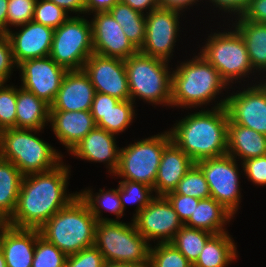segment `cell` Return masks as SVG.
<instances>
[{
	"label": "cell",
	"instance_id": "1",
	"mask_svg": "<svg viewBox=\"0 0 266 267\" xmlns=\"http://www.w3.org/2000/svg\"><path fill=\"white\" fill-rule=\"evenodd\" d=\"M69 165L62 161L55 168L23 176L15 212L8 225L17 228L39 229L60 209L79 194L67 193Z\"/></svg>",
	"mask_w": 266,
	"mask_h": 267
},
{
	"label": "cell",
	"instance_id": "2",
	"mask_svg": "<svg viewBox=\"0 0 266 267\" xmlns=\"http://www.w3.org/2000/svg\"><path fill=\"white\" fill-rule=\"evenodd\" d=\"M226 99L215 106L193 112L176 122L168 131L171 140L195 163L227 154L228 114Z\"/></svg>",
	"mask_w": 266,
	"mask_h": 267
},
{
	"label": "cell",
	"instance_id": "3",
	"mask_svg": "<svg viewBox=\"0 0 266 267\" xmlns=\"http://www.w3.org/2000/svg\"><path fill=\"white\" fill-rule=\"evenodd\" d=\"M171 70V108L206 106L222 90L229 89L220 73L200 53Z\"/></svg>",
	"mask_w": 266,
	"mask_h": 267
},
{
	"label": "cell",
	"instance_id": "4",
	"mask_svg": "<svg viewBox=\"0 0 266 267\" xmlns=\"http://www.w3.org/2000/svg\"><path fill=\"white\" fill-rule=\"evenodd\" d=\"M96 218L78 195L40 228V236L57 246L65 255L76 254L95 243Z\"/></svg>",
	"mask_w": 266,
	"mask_h": 267
},
{
	"label": "cell",
	"instance_id": "5",
	"mask_svg": "<svg viewBox=\"0 0 266 267\" xmlns=\"http://www.w3.org/2000/svg\"><path fill=\"white\" fill-rule=\"evenodd\" d=\"M41 131L19 128L0 131V158L12 162L24 176L55 168L63 161V155L36 136Z\"/></svg>",
	"mask_w": 266,
	"mask_h": 267
},
{
	"label": "cell",
	"instance_id": "6",
	"mask_svg": "<svg viewBox=\"0 0 266 267\" xmlns=\"http://www.w3.org/2000/svg\"><path fill=\"white\" fill-rule=\"evenodd\" d=\"M130 100L171 107V75L168 61L144 55L139 51L124 59Z\"/></svg>",
	"mask_w": 266,
	"mask_h": 267
},
{
	"label": "cell",
	"instance_id": "7",
	"mask_svg": "<svg viewBox=\"0 0 266 267\" xmlns=\"http://www.w3.org/2000/svg\"><path fill=\"white\" fill-rule=\"evenodd\" d=\"M94 245L105 262L149 266L151 244L136 230L133 221L97 222Z\"/></svg>",
	"mask_w": 266,
	"mask_h": 267
},
{
	"label": "cell",
	"instance_id": "8",
	"mask_svg": "<svg viewBox=\"0 0 266 267\" xmlns=\"http://www.w3.org/2000/svg\"><path fill=\"white\" fill-rule=\"evenodd\" d=\"M206 40L199 53L220 73L230 89H234V83H241L242 79L249 78L248 75L256 74L246 44L234 27L229 31L211 32Z\"/></svg>",
	"mask_w": 266,
	"mask_h": 267
},
{
	"label": "cell",
	"instance_id": "9",
	"mask_svg": "<svg viewBox=\"0 0 266 267\" xmlns=\"http://www.w3.org/2000/svg\"><path fill=\"white\" fill-rule=\"evenodd\" d=\"M170 141L169 131H164L120 148L119 164L113 175L154 189L162 153Z\"/></svg>",
	"mask_w": 266,
	"mask_h": 267
},
{
	"label": "cell",
	"instance_id": "10",
	"mask_svg": "<svg viewBox=\"0 0 266 267\" xmlns=\"http://www.w3.org/2000/svg\"><path fill=\"white\" fill-rule=\"evenodd\" d=\"M93 53L92 26L84 15H71L54 29L49 56L67 71L82 70Z\"/></svg>",
	"mask_w": 266,
	"mask_h": 267
},
{
	"label": "cell",
	"instance_id": "11",
	"mask_svg": "<svg viewBox=\"0 0 266 267\" xmlns=\"http://www.w3.org/2000/svg\"><path fill=\"white\" fill-rule=\"evenodd\" d=\"M229 154L197 161L209 186L211 197L220 203L233 216L241 203V182L238 163Z\"/></svg>",
	"mask_w": 266,
	"mask_h": 267
},
{
	"label": "cell",
	"instance_id": "12",
	"mask_svg": "<svg viewBox=\"0 0 266 267\" xmlns=\"http://www.w3.org/2000/svg\"><path fill=\"white\" fill-rule=\"evenodd\" d=\"M181 15L160 7L145 14V41L139 52L169 62L178 41Z\"/></svg>",
	"mask_w": 266,
	"mask_h": 267
},
{
	"label": "cell",
	"instance_id": "13",
	"mask_svg": "<svg viewBox=\"0 0 266 267\" xmlns=\"http://www.w3.org/2000/svg\"><path fill=\"white\" fill-rule=\"evenodd\" d=\"M133 221L136 230L150 243L171 242L184 226L178 214L165 196H156L147 204Z\"/></svg>",
	"mask_w": 266,
	"mask_h": 267
},
{
	"label": "cell",
	"instance_id": "14",
	"mask_svg": "<svg viewBox=\"0 0 266 267\" xmlns=\"http://www.w3.org/2000/svg\"><path fill=\"white\" fill-rule=\"evenodd\" d=\"M242 89L227 95L225 108L229 120L266 135V87L260 81Z\"/></svg>",
	"mask_w": 266,
	"mask_h": 267
},
{
	"label": "cell",
	"instance_id": "15",
	"mask_svg": "<svg viewBox=\"0 0 266 267\" xmlns=\"http://www.w3.org/2000/svg\"><path fill=\"white\" fill-rule=\"evenodd\" d=\"M17 69L21 73V86L49 106L53 103L67 72L50 56L25 60L17 66Z\"/></svg>",
	"mask_w": 266,
	"mask_h": 267
},
{
	"label": "cell",
	"instance_id": "16",
	"mask_svg": "<svg viewBox=\"0 0 266 267\" xmlns=\"http://www.w3.org/2000/svg\"><path fill=\"white\" fill-rule=\"evenodd\" d=\"M84 72L96 92L119 100H130V91L124 59L93 53L85 62Z\"/></svg>",
	"mask_w": 266,
	"mask_h": 267
},
{
	"label": "cell",
	"instance_id": "17",
	"mask_svg": "<svg viewBox=\"0 0 266 267\" xmlns=\"http://www.w3.org/2000/svg\"><path fill=\"white\" fill-rule=\"evenodd\" d=\"M90 22L95 54L127 59L138 52L109 12L94 13Z\"/></svg>",
	"mask_w": 266,
	"mask_h": 267
},
{
	"label": "cell",
	"instance_id": "18",
	"mask_svg": "<svg viewBox=\"0 0 266 267\" xmlns=\"http://www.w3.org/2000/svg\"><path fill=\"white\" fill-rule=\"evenodd\" d=\"M18 27L21 28L18 31L10 29L5 33L17 66L25 60L49 56L54 37L53 28L33 20Z\"/></svg>",
	"mask_w": 266,
	"mask_h": 267
},
{
	"label": "cell",
	"instance_id": "19",
	"mask_svg": "<svg viewBox=\"0 0 266 267\" xmlns=\"http://www.w3.org/2000/svg\"><path fill=\"white\" fill-rule=\"evenodd\" d=\"M96 91L84 70L67 71L50 111H90Z\"/></svg>",
	"mask_w": 266,
	"mask_h": 267
},
{
	"label": "cell",
	"instance_id": "20",
	"mask_svg": "<svg viewBox=\"0 0 266 267\" xmlns=\"http://www.w3.org/2000/svg\"><path fill=\"white\" fill-rule=\"evenodd\" d=\"M114 134L95 126L70 152L76 158L89 162L106 163L108 173L116 171L120 149Z\"/></svg>",
	"mask_w": 266,
	"mask_h": 267
},
{
	"label": "cell",
	"instance_id": "21",
	"mask_svg": "<svg viewBox=\"0 0 266 267\" xmlns=\"http://www.w3.org/2000/svg\"><path fill=\"white\" fill-rule=\"evenodd\" d=\"M39 236V229L8 225L0 238V247L7 267H32L35 244Z\"/></svg>",
	"mask_w": 266,
	"mask_h": 267
},
{
	"label": "cell",
	"instance_id": "22",
	"mask_svg": "<svg viewBox=\"0 0 266 267\" xmlns=\"http://www.w3.org/2000/svg\"><path fill=\"white\" fill-rule=\"evenodd\" d=\"M49 123L69 152L96 126L90 111H50Z\"/></svg>",
	"mask_w": 266,
	"mask_h": 267
},
{
	"label": "cell",
	"instance_id": "23",
	"mask_svg": "<svg viewBox=\"0 0 266 267\" xmlns=\"http://www.w3.org/2000/svg\"><path fill=\"white\" fill-rule=\"evenodd\" d=\"M195 162L172 140L164 147L154 183L156 196H165L174 191Z\"/></svg>",
	"mask_w": 266,
	"mask_h": 267
},
{
	"label": "cell",
	"instance_id": "24",
	"mask_svg": "<svg viewBox=\"0 0 266 267\" xmlns=\"http://www.w3.org/2000/svg\"><path fill=\"white\" fill-rule=\"evenodd\" d=\"M227 154L242 160L241 163L250 158L266 155V135L229 120Z\"/></svg>",
	"mask_w": 266,
	"mask_h": 267
},
{
	"label": "cell",
	"instance_id": "25",
	"mask_svg": "<svg viewBox=\"0 0 266 267\" xmlns=\"http://www.w3.org/2000/svg\"><path fill=\"white\" fill-rule=\"evenodd\" d=\"M19 87L16 100V128L43 130L49 124L50 106L32 92Z\"/></svg>",
	"mask_w": 266,
	"mask_h": 267
},
{
	"label": "cell",
	"instance_id": "26",
	"mask_svg": "<svg viewBox=\"0 0 266 267\" xmlns=\"http://www.w3.org/2000/svg\"><path fill=\"white\" fill-rule=\"evenodd\" d=\"M236 21L232 22V26L242 36L251 66L254 71L259 73H266V24L255 23L246 20L243 16L236 17Z\"/></svg>",
	"mask_w": 266,
	"mask_h": 267
},
{
	"label": "cell",
	"instance_id": "27",
	"mask_svg": "<svg viewBox=\"0 0 266 267\" xmlns=\"http://www.w3.org/2000/svg\"><path fill=\"white\" fill-rule=\"evenodd\" d=\"M214 198L200 199L194 213L184 223L190 228L202 229L212 234L226 232L225 226L234 218Z\"/></svg>",
	"mask_w": 266,
	"mask_h": 267
},
{
	"label": "cell",
	"instance_id": "28",
	"mask_svg": "<svg viewBox=\"0 0 266 267\" xmlns=\"http://www.w3.org/2000/svg\"><path fill=\"white\" fill-rule=\"evenodd\" d=\"M228 231L213 234L205 243L193 267H226L238 257L237 246Z\"/></svg>",
	"mask_w": 266,
	"mask_h": 267
},
{
	"label": "cell",
	"instance_id": "29",
	"mask_svg": "<svg viewBox=\"0 0 266 267\" xmlns=\"http://www.w3.org/2000/svg\"><path fill=\"white\" fill-rule=\"evenodd\" d=\"M23 176L12 162L0 158V215L7 220L15 212Z\"/></svg>",
	"mask_w": 266,
	"mask_h": 267
},
{
	"label": "cell",
	"instance_id": "30",
	"mask_svg": "<svg viewBox=\"0 0 266 267\" xmlns=\"http://www.w3.org/2000/svg\"><path fill=\"white\" fill-rule=\"evenodd\" d=\"M108 12L121 25L130 43L139 51L145 41V14L133 10L121 1H118Z\"/></svg>",
	"mask_w": 266,
	"mask_h": 267
},
{
	"label": "cell",
	"instance_id": "31",
	"mask_svg": "<svg viewBox=\"0 0 266 267\" xmlns=\"http://www.w3.org/2000/svg\"><path fill=\"white\" fill-rule=\"evenodd\" d=\"M79 196L87 203L91 213L96 218L97 222L102 221H119L124 216V211L121 206L118 187L117 189L105 190L99 189V192L93 193L90 188L78 192ZM102 210L113 213L116 219L102 217ZM119 219V220H118Z\"/></svg>",
	"mask_w": 266,
	"mask_h": 267
},
{
	"label": "cell",
	"instance_id": "32",
	"mask_svg": "<svg viewBox=\"0 0 266 267\" xmlns=\"http://www.w3.org/2000/svg\"><path fill=\"white\" fill-rule=\"evenodd\" d=\"M135 105L131 100H120L107 113H91L97 127L109 133L119 135L129 128L137 115Z\"/></svg>",
	"mask_w": 266,
	"mask_h": 267
},
{
	"label": "cell",
	"instance_id": "33",
	"mask_svg": "<svg viewBox=\"0 0 266 267\" xmlns=\"http://www.w3.org/2000/svg\"><path fill=\"white\" fill-rule=\"evenodd\" d=\"M213 234L196 228L183 226L174 236L173 244L191 263L194 264L199 254L204 248L205 243Z\"/></svg>",
	"mask_w": 266,
	"mask_h": 267
},
{
	"label": "cell",
	"instance_id": "34",
	"mask_svg": "<svg viewBox=\"0 0 266 267\" xmlns=\"http://www.w3.org/2000/svg\"><path fill=\"white\" fill-rule=\"evenodd\" d=\"M118 191L123 211L127 207L126 204H136V213L133 218L155 197L152 187L130 180H120Z\"/></svg>",
	"mask_w": 266,
	"mask_h": 267
},
{
	"label": "cell",
	"instance_id": "35",
	"mask_svg": "<svg viewBox=\"0 0 266 267\" xmlns=\"http://www.w3.org/2000/svg\"><path fill=\"white\" fill-rule=\"evenodd\" d=\"M176 194L207 199L211 197L208 183L201 168L194 163L174 190Z\"/></svg>",
	"mask_w": 266,
	"mask_h": 267
},
{
	"label": "cell",
	"instance_id": "36",
	"mask_svg": "<svg viewBox=\"0 0 266 267\" xmlns=\"http://www.w3.org/2000/svg\"><path fill=\"white\" fill-rule=\"evenodd\" d=\"M148 267H193L187 258L170 242L150 247Z\"/></svg>",
	"mask_w": 266,
	"mask_h": 267
},
{
	"label": "cell",
	"instance_id": "37",
	"mask_svg": "<svg viewBox=\"0 0 266 267\" xmlns=\"http://www.w3.org/2000/svg\"><path fill=\"white\" fill-rule=\"evenodd\" d=\"M67 259L57 246L39 236L35 244L32 267H64Z\"/></svg>",
	"mask_w": 266,
	"mask_h": 267
},
{
	"label": "cell",
	"instance_id": "38",
	"mask_svg": "<svg viewBox=\"0 0 266 267\" xmlns=\"http://www.w3.org/2000/svg\"><path fill=\"white\" fill-rule=\"evenodd\" d=\"M0 83V131L16 128L17 88Z\"/></svg>",
	"mask_w": 266,
	"mask_h": 267
},
{
	"label": "cell",
	"instance_id": "39",
	"mask_svg": "<svg viewBox=\"0 0 266 267\" xmlns=\"http://www.w3.org/2000/svg\"><path fill=\"white\" fill-rule=\"evenodd\" d=\"M69 17L64 9L51 1L37 0L36 2L33 21L39 24L56 29Z\"/></svg>",
	"mask_w": 266,
	"mask_h": 267
},
{
	"label": "cell",
	"instance_id": "40",
	"mask_svg": "<svg viewBox=\"0 0 266 267\" xmlns=\"http://www.w3.org/2000/svg\"><path fill=\"white\" fill-rule=\"evenodd\" d=\"M36 2L37 0H8L6 33L11 26L16 28L33 20Z\"/></svg>",
	"mask_w": 266,
	"mask_h": 267
},
{
	"label": "cell",
	"instance_id": "41",
	"mask_svg": "<svg viewBox=\"0 0 266 267\" xmlns=\"http://www.w3.org/2000/svg\"><path fill=\"white\" fill-rule=\"evenodd\" d=\"M105 259L93 245L88 248H84L76 254L67 256L64 267H103L105 265Z\"/></svg>",
	"mask_w": 266,
	"mask_h": 267
},
{
	"label": "cell",
	"instance_id": "42",
	"mask_svg": "<svg viewBox=\"0 0 266 267\" xmlns=\"http://www.w3.org/2000/svg\"><path fill=\"white\" fill-rule=\"evenodd\" d=\"M240 164L249 181L258 186H266V155L247 159Z\"/></svg>",
	"mask_w": 266,
	"mask_h": 267
},
{
	"label": "cell",
	"instance_id": "43",
	"mask_svg": "<svg viewBox=\"0 0 266 267\" xmlns=\"http://www.w3.org/2000/svg\"><path fill=\"white\" fill-rule=\"evenodd\" d=\"M165 197L168 199L179 219L183 224L194 213L195 207L198 206L199 200L194 197L176 194L174 191L167 193Z\"/></svg>",
	"mask_w": 266,
	"mask_h": 267
},
{
	"label": "cell",
	"instance_id": "44",
	"mask_svg": "<svg viewBox=\"0 0 266 267\" xmlns=\"http://www.w3.org/2000/svg\"><path fill=\"white\" fill-rule=\"evenodd\" d=\"M15 64L11 44L5 33H0V83H7Z\"/></svg>",
	"mask_w": 266,
	"mask_h": 267
},
{
	"label": "cell",
	"instance_id": "45",
	"mask_svg": "<svg viewBox=\"0 0 266 267\" xmlns=\"http://www.w3.org/2000/svg\"><path fill=\"white\" fill-rule=\"evenodd\" d=\"M252 0H209L210 3L213 4V8H219L220 11H223L225 14L228 13L230 18L233 15L236 17H240L243 15L249 4ZM237 15V16H236Z\"/></svg>",
	"mask_w": 266,
	"mask_h": 267
},
{
	"label": "cell",
	"instance_id": "46",
	"mask_svg": "<svg viewBox=\"0 0 266 267\" xmlns=\"http://www.w3.org/2000/svg\"><path fill=\"white\" fill-rule=\"evenodd\" d=\"M242 16L246 20L266 24V0H252Z\"/></svg>",
	"mask_w": 266,
	"mask_h": 267
},
{
	"label": "cell",
	"instance_id": "47",
	"mask_svg": "<svg viewBox=\"0 0 266 267\" xmlns=\"http://www.w3.org/2000/svg\"><path fill=\"white\" fill-rule=\"evenodd\" d=\"M120 100L116 97L110 96L108 94H103L96 92L92 106L91 113H107L114 107Z\"/></svg>",
	"mask_w": 266,
	"mask_h": 267
},
{
	"label": "cell",
	"instance_id": "48",
	"mask_svg": "<svg viewBox=\"0 0 266 267\" xmlns=\"http://www.w3.org/2000/svg\"><path fill=\"white\" fill-rule=\"evenodd\" d=\"M119 0H85V10L86 13L91 15V13L98 12H108Z\"/></svg>",
	"mask_w": 266,
	"mask_h": 267
},
{
	"label": "cell",
	"instance_id": "49",
	"mask_svg": "<svg viewBox=\"0 0 266 267\" xmlns=\"http://www.w3.org/2000/svg\"><path fill=\"white\" fill-rule=\"evenodd\" d=\"M55 3L57 6L64 9L68 14L75 13L77 16L79 14H84L85 10V0H48Z\"/></svg>",
	"mask_w": 266,
	"mask_h": 267
},
{
	"label": "cell",
	"instance_id": "50",
	"mask_svg": "<svg viewBox=\"0 0 266 267\" xmlns=\"http://www.w3.org/2000/svg\"><path fill=\"white\" fill-rule=\"evenodd\" d=\"M120 1L130 6L133 10H136L143 14H148L152 10L159 8L158 0H120Z\"/></svg>",
	"mask_w": 266,
	"mask_h": 267
},
{
	"label": "cell",
	"instance_id": "51",
	"mask_svg": "<svg viewBox=\"0 0 266 267\" xmlns=\"http://www.w3.org/2000/svg\"><path fill=\"white\" fill-rule=\"evenodd\" d=\"M203 0H200V2ZM159 7L164 9L175 10L178 12H184L185 9L192 7L194 4L196 5L199 0H158Z\"/></svg>",
	"mask_w": 266,
	"mask_h": 267
},
{
	"label": "cell",
	"instance_id": "52",
	"mask_svg": "<svg viewBox=\"0 0 266 267\" xmlns=\"http://www.w3.org/2000/svg\"><path fill=\"white\" fill-rule=\"evenodd\" d=\"M8 0H0V33H6Z\"/></svg>",
	"mask_w": 266,
	"mask_h": 267
},
{
	"label": "cell",
	"instance_id": "53",
	"mask_svg": "<svg viewBox=\"0 0 266 267\" xmlns=\"http://www.w3.org/2000/svg\"><path fill=\"white\" fill-rule=\"evenodd\" d=\"M103 267H148V266H142V265L133 264V263H113V262H106Z\"/></svg>",
	"mask_w": 266,
	"mask_h": 267
},
{
	"label": "cell",
	"instance_id": "54",
	"mask_svg": "<svg viewBox=\"0 0 266 267\" xmlns=\"http://www.w3.org/2000/svg\"><path fill=\"white\" fill-rule=\"evenodd\" d=\"M8 226V220L0 215V238L2 235V232L5 230V228Z\"/></svg>",
	"mask_w": 266,
	"mask_h": 267
},
{
	"label": "cell",
	"instance_id": "55",
	"mask_svg": "<svg viewBox=\"0 0 266 267\" xmlns=\"http://www.w3.org/2000/svg\"><path fill=\"white\" fill-rule=\"evenodd\" d=\"M0 267H7L1 247H0Z\"/></svg>",
	"mask_w": 266,
	"mask_h": 267
},
{
	"label": "cell",
	"instance_id": "56",
	"mask_svg": "<svg viewBox=\"0 0 266 267\" xmlns=\"http://www.w3.org/2000/svg\"><path fill=\"white\" fill-rule=\"evenodd\" d=\"M262 76H264V78H266L265 75H262ZM259 81H261L264 84V86L266 87V79L263 80V77H262V80H259Z\"/></svg>",
	"mask_w": 266,
	"mask_h": 267
}]
</instances>
